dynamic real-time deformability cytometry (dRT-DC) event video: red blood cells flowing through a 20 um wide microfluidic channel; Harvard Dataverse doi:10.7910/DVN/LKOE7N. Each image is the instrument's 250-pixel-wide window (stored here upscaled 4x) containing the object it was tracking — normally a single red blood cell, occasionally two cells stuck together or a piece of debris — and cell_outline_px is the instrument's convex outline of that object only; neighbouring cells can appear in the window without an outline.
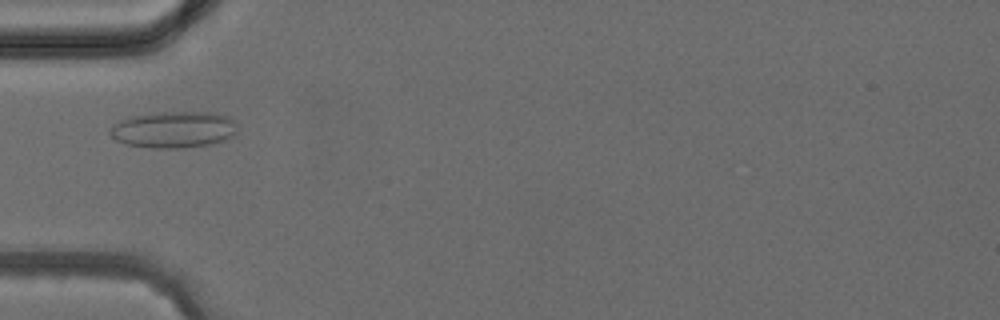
{"species": "common noctule bat (a hibernating species)", "species_latin": "Nyctalus noctula", "temperature_condition": "cold", "stored_images_in_passage": 4, "camera_frame_rate_fps": 3000, "um_per_image_px": 0.085, "animal": {"sex": "female", "body_mass_g": 24.6, "forearm_length_mm": 56.2}, "frame": {"image": 1, "passage_image": 4, "time_ms": 3.333, "image_size_px": [1000, 320], "cell_outline_px": [[236, 132], [232, 136], [224, 140], [208, 144], [184, 148], [152, 148], [128, 144], [116, 140], [108, 132], [120, 120], [132, 116], [156, 112], [216, 112], [228, 116], [236, 120]], "centroid_in_image_um": [14.81, 11.0], "position_along_channel_um": 70.2, "area_um2": 27.11}}